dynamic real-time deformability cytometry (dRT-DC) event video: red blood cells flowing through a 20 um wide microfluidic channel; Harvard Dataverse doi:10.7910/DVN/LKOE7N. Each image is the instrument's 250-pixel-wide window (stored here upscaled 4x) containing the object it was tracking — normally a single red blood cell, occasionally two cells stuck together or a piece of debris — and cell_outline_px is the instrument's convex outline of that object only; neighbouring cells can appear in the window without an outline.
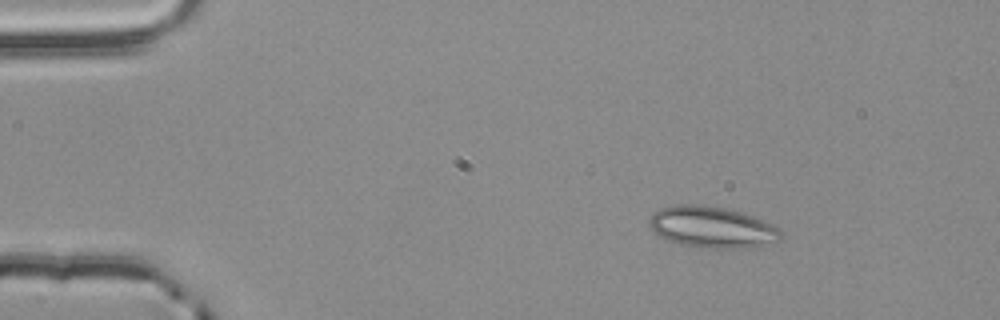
{"species": "common noctule bat (a hibernating species)", "species_latin": "Nyctalus noctula", "temperature_condition": "room temperature", "stored_images_in_passage": 2, "camera_frame_rate_fps": 3000, "um_per_image_px": 0.085, "animal": {"sex": "male", "body_mass_g": 20.4}, "frame": {"image": 1, "passage_image": 1, "time_ms": 0.0, "image_size_px": [1000, 320], "cell_outline_px": [[784, 236], [780, 240], [748, 248], [704, 248], [680, 244], [668, 240], [652, 232], [648, 224], [648, 220], [660, 208], [676, 204], [700, 204], [724, 208], [740, 212], [764, 220], [780, 228]], "centroid_in_image_um": [60.52, 19.31], "position_along_channel_um": 24.5, "area_um2": 31.85}}